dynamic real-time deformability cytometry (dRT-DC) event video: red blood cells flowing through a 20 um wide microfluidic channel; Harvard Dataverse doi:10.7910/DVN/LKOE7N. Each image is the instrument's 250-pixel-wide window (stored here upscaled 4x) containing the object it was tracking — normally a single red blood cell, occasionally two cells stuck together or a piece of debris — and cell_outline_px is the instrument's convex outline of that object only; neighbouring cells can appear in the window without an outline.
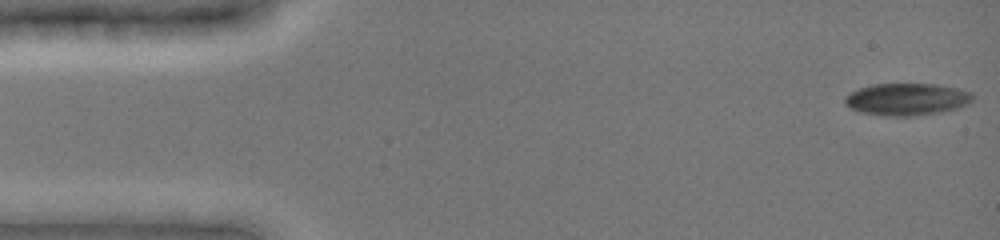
{"species": "common noctule bat (a hibernating species)", "species_latin": "Nyctalus noctula", "temperature_condition": "cold", "stored_images_in_passage": 50, "camera_frame_rate_fps": 3000, "um_per_image_px": 0.085, "animal": {"sex": "female", "body_mass_g": 19.0, "forearm_length_mm": 51.5}, "frame": {"image": 1, "passage_image": 1, "time_ms": 0.0, "image_size_px": [1000, 240], "cell_outline_px": [[972, 100], [956, 108], [936, 112], [912, 116], [888, 116], [864, 112], [852, 108], [844, 104], [844, 96], [860, 88], [872, 84], [936, 84], [956, 88], [972, 92]], "centroid_in_image_um": [77.05, 8.42], "position_along_channel_um": 8.0, "area_um2": 23.47}}
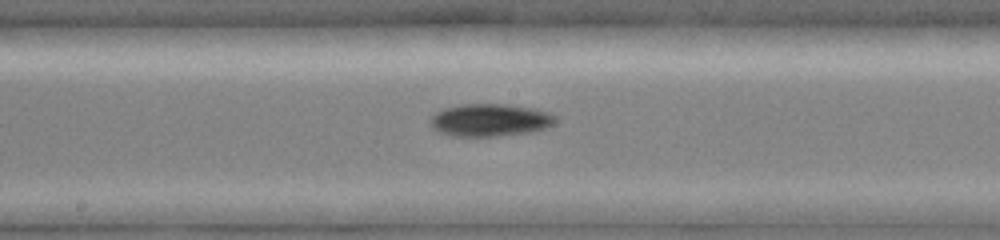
{"frame": {"image": 2, "passage_image": 27, "time_ms": 8.0, "image_size_px": [1000, 240], "cell_outline_px": [[556, 120], [548, 128], [532, 132], [496, 136], [452, 136], [440, 132], [432, 128], [428, 120], [436, 112], [444, 108], [460, 104], [504, 104], [532, 108], [548, 112], [556, 116]], "centroid_in_image_um": [41.63, 10.21], "position_along_channel_um": 206.6, "area_um2": 23.87}}
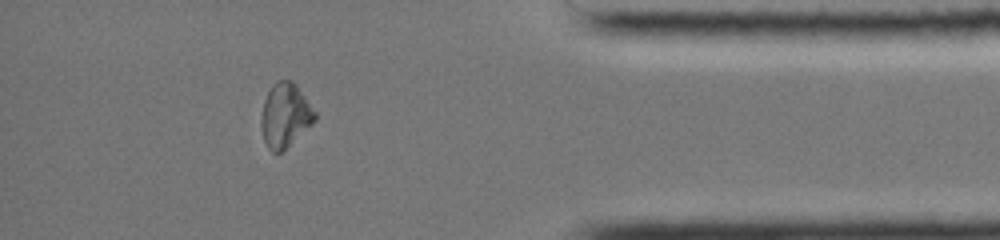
{"frame": {"image": 3, "passage_image": 44, "time_ms": 13.667, "image_size_px": [1000, 240], "cell_outline_px": [[316, 120], [312, 124], [280, 152], [272, 152], [268, 148], [264, 140], [260, 124], [260, 116], [264, 100], [272, 84], [276, 80], [292, 80], [296, 84], [316, 112]], "centroid_in_image_um": [24.22, 9.77], "position_along_channel_um": 411.0, "area_um2": 19.94}, "authors_computed_cell_mechanics": {"area_um2": 23.5824, "velocity_mm_per_s": 3.9657, "shape_relaxation_time_tau1_ms": 2.7555, "shape_relaxation_time_tau2_ms": null, "deformation_change_tau1": 0.0842, "deformation_change_tau2": null}}